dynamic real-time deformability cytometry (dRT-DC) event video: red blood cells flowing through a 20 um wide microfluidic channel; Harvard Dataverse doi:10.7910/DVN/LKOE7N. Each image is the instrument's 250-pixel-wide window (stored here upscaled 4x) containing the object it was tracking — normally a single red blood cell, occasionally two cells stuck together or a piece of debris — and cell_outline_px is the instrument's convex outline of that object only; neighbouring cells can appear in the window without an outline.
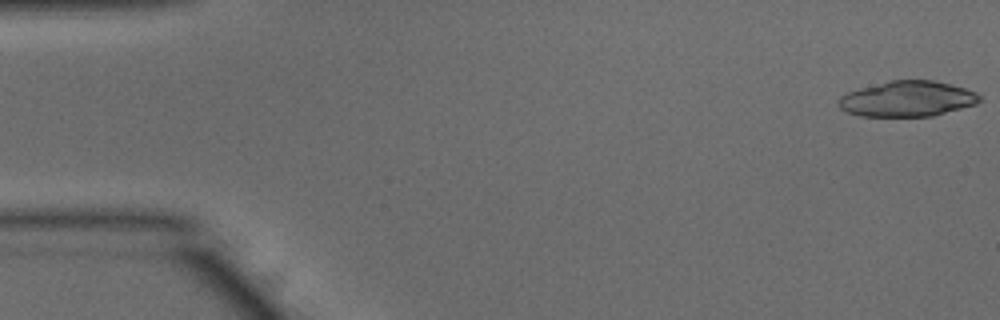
{"species": "common noctule bat (a hibernating species)", "species_latin": "Nyctalus noctula", "temperature_condition": "warm", "stored_images_in_passage": 14, "camera_frame_rate_fps": 3000, "um_per_image_px": 0.085, "animal": {"sex": "male", "body_mass_g": 15.6}, "frame": {"image": 1, "passage_image": 1, "time_ms": 0.0, "image_size_px": [1000, 320], "cell_outline_px": [[980, 100], [976, 104], [932, 116], [860, 116], [848, 112], [840, 108], [836, 104], [836, 100], [840, 96], [848, 92], [860, 88], [888, 80], [932, 80], [964, 88], [976, 92], [980, 96]], "centroid_in_image_um": [77.08, 8.4], "position_along_channel_um": 7.9, "area_um2": 29.13}}
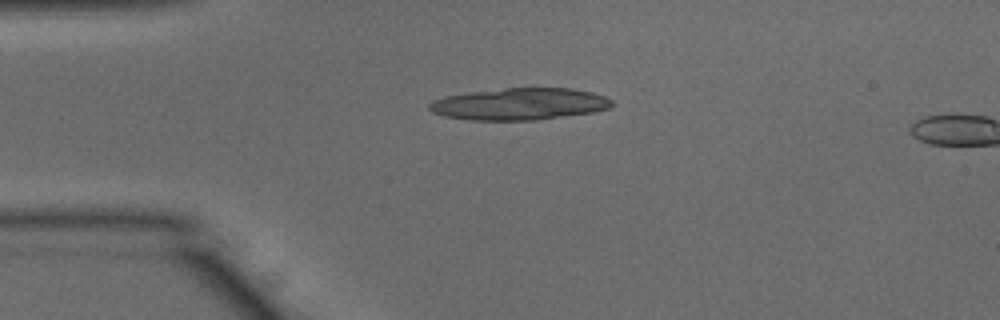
{"frame": {"image": 2, "passage_image": 12, "time_ms": 3.667, "image_size_px": [1000, 320], "cell_outline_px": [[616, 104], [608, 108], [592, 112], [536, 120], [468, 120], [444, 116], [432, 112], [428, 108], [428, 104], [432, 100], [444, 96], [472, 92], [504, 88], [572, 88], [592, 92], [604, 96], [612, 100]], "centroid_in_image_um": [44.15, 8.84], "position_along_channel_um": 40.9, "area_um2": 33.99}}